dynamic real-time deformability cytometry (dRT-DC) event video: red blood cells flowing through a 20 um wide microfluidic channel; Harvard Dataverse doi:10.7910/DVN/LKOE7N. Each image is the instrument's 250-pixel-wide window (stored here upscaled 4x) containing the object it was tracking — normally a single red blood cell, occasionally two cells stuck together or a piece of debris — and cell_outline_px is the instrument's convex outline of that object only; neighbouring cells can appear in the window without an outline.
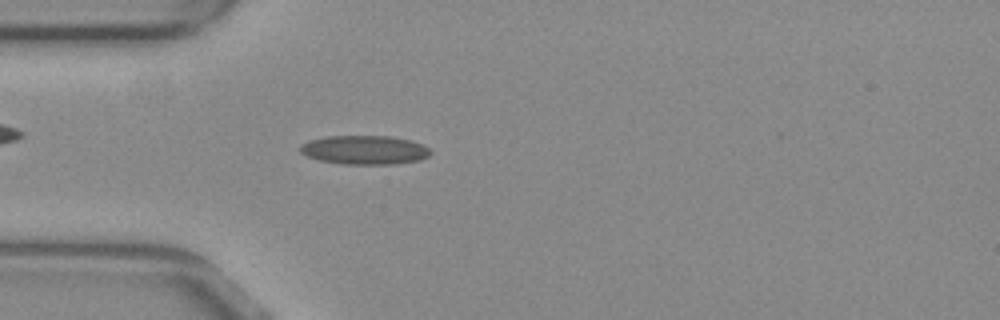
{"species": "common noctule bat (a hibernating species)", "species_latin": "Nyctalus noctula", "temperature_condition": "warm", "stored_images_in_passage": 52, "camera_frame_rate_fps": 3000, "um_per_image_px": 0.085, "animal": {"sex": "female", "body_mass_g": 29.2, "forearm_length_mm": 56.3}, "frame": {"image": 1, "passage_image": 14, "time_ms": 4.333, "image_size_px": [1000, 320], "cell_outline_px": [[432, 152], [428, 156], [420, 160], [396, 164], [344, 164], [320, 160], [308, 156], [300, 152], [300, 144], [308, 140], [328, 136], [388, 136], [412, 140], [424, 144]], "centroid_in_image_um": [31.01, 12.74], "position_along_channel_um": 54.0, "area_um2": 22.08}}
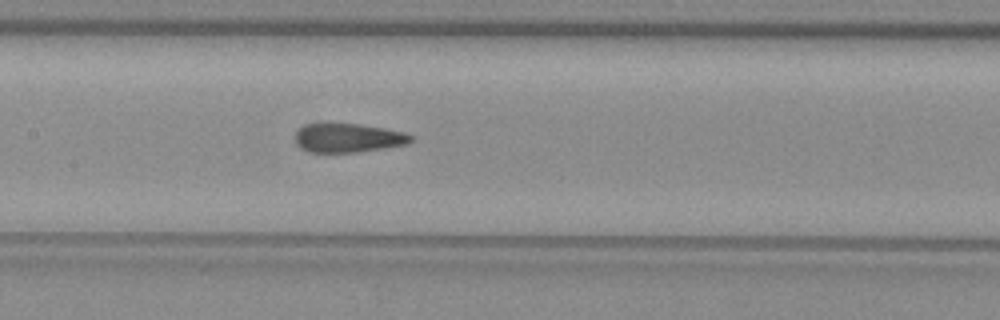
{"frame": {"image": 2, "passage_image": 24, "time_ms": 7.667, "image_size_px": [1000, 320], "cell_outline_px": [[412, 140], [408, 144], [384, 148], [356, 152], [308, 152], [300, 148], [296, 144], [296, 132], [304, 124], [324, 120], [360, 124], [384, 128], [404, 132], [412, 136]], "centroid_in_image_um": [29.52, 11.67], "position_along_channel_um": 177.9, "area_um2": 20.23}}
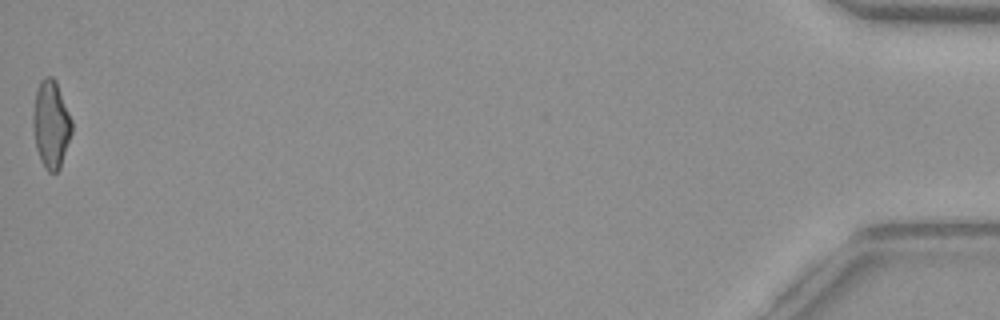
{"frame": {"image": 3, "passage_image": 52, "time_ms": 17.0, "image_size_px": [1000, 320], "cell_outline_px": [[72, 132], [60, 168], [56, 172], [48, 172], [44, 168], [40, 160], [36, 148], [32, 128], [32, 112], [36, 92], [40, 80], [44, 76], [52, 76], [56, 80], [72, 120]], "centroid_in_image_um": [4.32, 10.56], "position_along_channel_um": 430.9, "area_um2": 20.06}, "authors_computed_cell_mechanics": {"area_um2": 20.2878, "velocity_mm_per_s": 3.865, "shape_relaxation_time_tau1_ms": null, "shape_relaxation_time_tau2_ms": 1.1829, "deformation_change_tau1": null, "deformation_change_tau2": 0.1013}}